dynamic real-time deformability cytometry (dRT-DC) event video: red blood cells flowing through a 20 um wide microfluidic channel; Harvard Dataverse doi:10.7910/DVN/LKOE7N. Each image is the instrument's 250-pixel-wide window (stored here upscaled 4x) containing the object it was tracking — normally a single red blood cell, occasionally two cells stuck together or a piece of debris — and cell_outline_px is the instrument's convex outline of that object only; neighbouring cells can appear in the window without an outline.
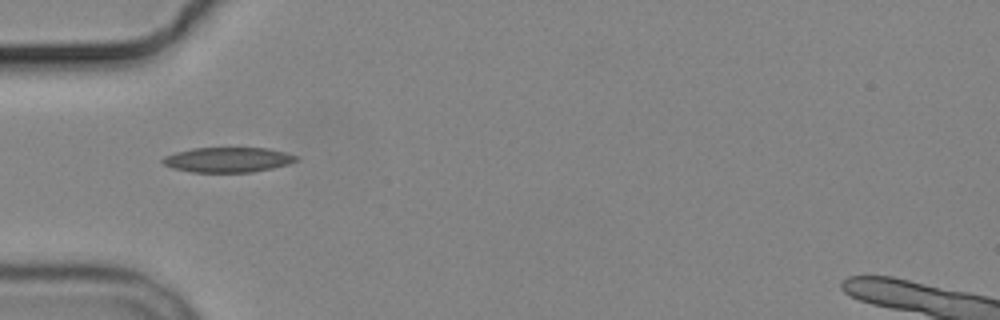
{"species": "common noctule bat (a hibernating species)", "species_latin": "Nyctalus noctula", "temperature_condition": "cold", "stored_images_in_passage": 6, "camera_frame_rate_fps": 3000, "um_per_image_px": 0.085, "animal": {"sex": "male", "body_mass_g": 19.2, "forearm_length_mm": 51.8}, "frame": {"image": 1, "passage_image": 5, "time_ms": 5.667, "image_size_px": [1000, 320], "cell_outline_px": [[296, 160], [288, 164], [272, 168], [252, 172], [192, 172], [172, 168], [164, 164], [160, 160], [164, 156], [176, 152], [192, 148], [268, 148], [284, 152], [296, 156]], "centroid_in_image_um": [19.32, 13.58], "position_along_channel_um": 65.7, "area_um2": 19.31}}